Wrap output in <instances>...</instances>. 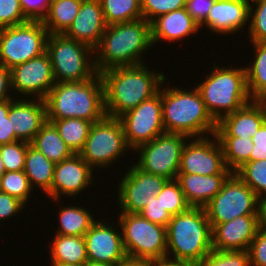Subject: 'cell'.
I'll return each mask as SVG.
<instances>
[{
	"mask_svg": "<svg viewBox=\"0 0 266 266\" xmlns=\"http://www.w3.org/2000/svg\"><path fill=\"white\" fill-rule=\"evenodd\" d=\"M11 71L12 90L25 96L45 99L50 89L56 84L51 60L47 52L19 64ZM37 96V97H36Z\"/></svg>",
	"mask_w": 266,
	"mask_h": 266,
	"instance_id": "obj_15",
	"label": "cell"
},
{
	"mask_svg": "<svg viewBox=\"0 0 266 266\" xmlns=\"http://www.w3.org/2000/svg\"><path fill=\"white\" fill-rule=\"evenodd\" d=\"M190 138L181 153L178 173L199 175L232 174L226 167L221 145L215 135ZM192 139V140H191ZM209 139V140H208Z\"/></svg>",
	"mask_w": 266,
	"mask_h": 266,
	"instance_id": "obj_14",
	"label": "cell"
},
{
	"mask_svg": "<svg viewBox=\"0 0 266 266\" xmlns=\"http://www.w3.org/2000/svg\"><path fill=\"white\" fill-rule=\"evenodd\" d=\"M186 0H140L142 18L151 23L158 16L185 8Z\"/></svg>",
	"mask_w": 266,
	"mask_h": 266,
	"instance_id": "obj_41",
	"label": "cell"
},
{
	"mask_svg": "<svg viewBox=\"0 0 266 266\" xmlns=\"http://www.w3.org/2000/svg\"><path fill=\"white\" fill-rule=\"evenodd\" d=\"M13 99L0 103V145L12 143L19 139L12 129L11 120L8 118L10 105Z\"/></svg>",
	"mask_w": 266,
	"mask_h": 266,
	"instance_id": "obj_46",
	"label": "cell"
},
{
	"mask_svg": "<svg viewBox=\"0 0 266 266\" xmlns=\"http://www.w3.org/2000/svg\"><path fill=\"white\" fill-rule=\"evenodd\" d=\"M266 121V111L260 100H251L235 112L224 116L215 130L216 137L251 138Z\"/></svg>",
	"mask_w": 266,
	"mask_h": 266,
	"instance_id": "obj_22",
	"label": "cell"
},
{
	"mask_svg": "<svg viewBox=\"0 0 266 266\" xmlns=\"http://www.w3.org/2000/svg\"><path fill=\"white\" fill-rule=\"evenodd\" d=\"M216 0H186L185 9L199 26L206 20Z\"/></svg>",
	"mask_w": 266,
	"mask_h": 266,
	"instance_id": "obj_47",
	"label": "cell"
},
{
	"mask_svg": "<svg viewBox=\"0 0 266 266\" xmlns=\"http://www.w3.org/2000/svg\"><path fill=\"white\" fill-rule=\"evenodd\" d=\"M125 140L131 150L165 133L162 119L161 90L119 117Z\"/></svg>",
	"mask_w": 266,
	"mask_h": 266,
	"instance_id": "obj_13",
	"label": "cell"
},
{
	"mask_svg": "<svg viewBox=\"0 0 266 266\" xmlns=\"http://www.w3.org/2000/svg\"><path fill=\"white\" fill-rule=\"evenodd\" d=\"M249 14L250 0H216L200 28L204 25L219 35H235L249 23Z\"/></svg>",
	"mask_w": 266,
	"mask_h": 266,
	"instance_id": "obj_21",
	"label": "cell"
},
{
	"mask_svg": "<svg viewBox=\"0 0 266 266\" xmlns=\"http://www.w3.org/2000/svg\"><path fill=\"white\" fill-rule=\"evenodd\" d=\"M58 229L56 234L70 236H84L97 221L90 210L80 206H62L58 211Z\"/></svg>",
	"mask_w": 266,
	"mask_h": 266,
	"instance_id": "obj_31",
	"label": "cell"
},
{
	"mask_svg": "<svg viewBox=\"0 0 266 266\" xmlns=\"http://www.w3.org/2000/svg\"><path fill=\"white\" fill-rule=\"evenodd\" d=\"M58 130L59 135L74 154L84 147L92 122L79 118L47 120Z\"/></svg>",
	"mask_w": 266,
	"mask_h": 266,
	"instance_id": "obj_32",
	"label": "cell"
},
{
	"mask_svg": "<svg viewBox=\"0 0 266 266\" xmlns=\"http://www.w3.org/2000/svg\"><path fill=\"white\" fill-rule=\"evenodd\" d=\"M149 266H193V265L177 264V263H172L168 261H162V262H151Z\"/></svg>",
	"mask_w": 266,
	"mask_h": 266,
	"instance_id": "obj_53",
	"label": "cell"
},
{
	"mask_svg": "<svg viewBox=\"0 0 266 266\" xmlns=\"http://www.w3.org/2000/svg\"><path fill=\"white\" fill-rule=\"evenodd\" d=\"M118 225L126 256L150 262L166 261V227L153 223L139 213H121Z\"/></svg>",
	"mask_w": 266,
	"mask_h": 266,
	"instance_id": "obj_8",
	"label": "cell"
},
{
	"mask_svg": "<svg viewBox=\"0 0 266 266\" xmlns=\"http://www.w3.org/2000/svg\"><path fill=\"white\" fill-rule=\"evenodd\" d=\"M104 88L106 116L119 118L155 95L167 79L145 63L107 69L99 73Z\"/></svg>",
	"mask_w": 266,
	"mask_h": 266,
	"instance_id": "obj_1",
	"label": "cell"
},
{
	"mask_svg": "<svg viewBox=\"0 0 266 266\" xmlns=\"http://www.w3.org/2000/svg\"><path fill=\"white\" fill-rule=\"evenodd\" d=\"M249 20L250 41H266V0H250Z\"/></svg>",
	"mask_w": 266,
	"mask_h": 266,
	"instance_id": "obj_40",
	"label": "cell"
},
{
	"mask_svg": "<svg viewBox=\"0 0 266 266\" xmlns=\"http://www.w3.org/2000/svg\"><path fill=\"white\" fill-rule=\"evenodd\" d=\"M150 261L140 258H134L130 256H125L120 262L114 266H149Z\"/></svg>",
	"mask_w": 266,
	"mask_h": 266,
	"instance_id": "obj_52",
	"label": "cell"
},
{
	"mask_svg": "<svg viewBox=\"0 0 266 266\" xmlns=\"http://www.w3.org/2000/svg\"><path fill=\"white\" fill-rule=\"evenodd\" d=\"M214 64L210 75L196 86L204 104L216 122L248 104L245 67H219Z\"/></svg>",
	"mask_w": 266,
	"mask_h": 266,
	"instance_id": "obj_6",
	"label": "cell"
},
{
	"mask_svg": "<svg viewBox=\"0 0 266 266\" xmlns=\"http://www.w3.org/2000/svg\"><path fill=\"white\" fill-rule=\"evenodd\" d=\"M211 233L203 207H190L186 212L172 216L166 227V261L193 266L199 263L213 250Z\"/></svg>",
	"mask_w": 266,
	"mask_h": 266,
	"instance_id": "obj_3",
	"label": "cell"
},
{
	"mask_svg": "<svg viewBox=\"0 0 266 266\" xmlns=\"http://www.w3.org/2000/svg\"><path fill=\"white\" fill-rule=\"evenodd\" d=\"M33 188L24 171H8L0 179V192L18 198L25 205Z\"/></svg>",
	"mask_w": 266,
	"mask_h": 266,
	"instance_id": "obj_36",
	"label": "cell"
},
{
	"mask_svg": "<svg viewBox=\"0 0 266 266\" xmlns=\"http://www.w3.org/2000/svg\"><path fill=\"white\" fill-rule=\"evenodd\" d=\"M106 27L99 0H82L77 16L64 35L94 49Z\"/></svg>",
	"mask_w": 266,
	"mask_h": 266,
	"instance_id": "obj_23",
	"label": "cell"
},
{
	"mask_svg": "<svg viewBox=\"0 0 266 266\" xmlns=\"http://www.w3.org/2000/svg\"><path fill=\"white\" fill-rule=\"evenodd\" d=\"M46 52L51 60L56 83L90 80L98 74L94 49L64 34H49Z\"/></svg>",
	"mask_w": 266,
	"mask_h": 266,
	"instance_id": "obj_7",
	"label": "cell"
},
{
	"mask_svg": "<svg viewBox=\"0 0 266 266\" xmlns=\"http://www.w3.org/2000/svg\"><path fill=\"white\" fill-rule=\"evenodd\" d=\"M187 139L190 138L184 134L164 133L134 150L139 152V159L134 165L145 173L175 180Z\"/></svg>",
	"mask_w": 266,
	"mask_h": 266,
	"instance_id": "obj_11",
	"label": "cell"
},
{
	"mask_svg": "<svg viewBox=\"0 0 266 266\" xmlns=\"http://www.w3.org/2000/svg\"><path fill=\"white\" fill-rule=\"evenodd\" d=\"M167 181L164 177L143 172L134 164L130 166L117 187L120 213H140L150 197L156 196Z\"/></svg>",
	"mask_w": 266,
	"mask_h": 266,
	"instance_id": "obj_16",
	"label": "cell"
},
{
	"mask_svg": "<svg viewBox=\"0 0 266 266\" xmlns=\"http://www.w3.org/2000/svg\"><path fill=\"white\" fill-rule=\"evenodd\" d=\"M31 145L54 164L68 159L74 154L61 138L56 127L48 121L35 135Z\"/></svg>",
	"mask_w": 266,
	"mask_h": 266,
	"instance_id": "obj_28",
	"label": "cell"
},
{
	"mask_svg": "<svg viewBox=\"0 0 266 266\" xmlns=\"http://www.w3.org/2000/svg\"><path fill=\"white\" fill-rule=\"evenodd\" d=\"M200 26L187 13L185 8L158 16L151 22V41L177 42L200 32Z\"/></svg>",
	"mask_w": 266,
	"mask_h": 266,
	"instance_id": "obj_24",
	"label": "cell"
},
{
	"mask_svg": "<svg viewBox=\"0 0 266 266\" xmlns=\"http://www.w3.org/2000/svg\"><path fill=\"white\" fill-rule=\"evenodd\" d=\"M212 249L221 251L248 250L258 229V215H242L231 221L210 224Z\"/></svg>",
	"mask_w": 266,
	"mask_h": 266,
	"instance_id": "obj_19",
	"label": "cell"
},
{
	"mask_svg": "<svg viewBox=\"0 0 266 266\" xmlns=\"http://www.w3.org/2000/svg\"><path fill=\"white\" fill-rule=\"evenodd\" d=\"M51 266H83V264L51 263Z\"/></svg>",
	"mask_w": 266,
	"mask_h": 266,
	"instance_id": "obj_56",
	"label": "cell"
},
{
	"mask_svg": "<svg viewBox=\"0 0 266 266\" xmlns=\"http://www.w3.org/2000/svg\"><path fill=\"white\" fill-rule=\"evenodd\" d=\"M258 220L259 228L266 230V196L258 199Z\"/></svg>",
	"mask_w": 266,
	"mask_h": 266,
	"instance_id": "obj_51",
	"label": "cell"
},
{
	"mask_svg": "<svg viewBox=\"0 0 266 266\" xmlns=\"http://www.w3.org/2000/svg\"><path fill=\"white\" fill-rule=\"evenodd\" d=\"M49 0H20L24 16L29 21H42L49 10Z\"/></svg>",
	"mask_w": 266,
	"mask_h": 266,
	"instance_id": "obj_45",
	"label": "cell"
},
{
	"mask_svg": "<svg viewBox=\"0 0 266 266\" xmlns=\"http://www.w3.org/2000/svg\"><path fill=\"white\" fill-rule=\"evenodd\" d=\"M221 145L226 167L235 173L246 162H250V154L254 146L252 138L216 137Z\"/></svg>",
	"mask_w": 266,
	"mask_h": 266,
	"instance_id": "obj_33",
	"label": "cell"
},
{
	"mask_svg": "<svg viewBox=\"0 0 266 266\" xmlns=\"http://www.w3.org/2000/svg\"><path fill=\"white\" fill-rule=\"evenodd\" d=\"M128 147L119 118L105 116L92 123L83 149L78 153L93 169L107 167L118 161Z\"/></svg>",
	"mask_w": 266,
	"mask_h": 266,
	"instance_id": "obj_9",
	"label": "cell"
},
{
	"mask_svg": "<svg viewBox=\"0 0 266 266\" xmlns=\"http://www.w3.org/2000/svg\"><path fill=\"white\" fill-rule=\"evenodd\" d=\"M254 46V59L246 70V84L250 98L260 100L266 96V41L251 42Z\"/></svg>",
	"mask_w": 266,
	"mask_h": 266,
	"instance_id": "obj_30",
	"label": "cell"
},
{
	"mask_svg": "<svg viewBox=\"0 0 266 266\" xmlns=\"http://www.w3.org/2000/svg\"><path fill=\"white\" fill-rule=\"evenodd\" d=\"M160 197L161 204L171 216L186 212L191 206L187 203L179 182L168 180L156 194Z\"/></svg>",
	"mask_w": 266,
	"mask_h": 266,
	"instance_id": "obj_37",
	"label": "cell"
},
{
	"mask_svg": "<svg viewBox=\"0 0 266 266\" xmlns=\"http://www.w3.org/2000/svg\"><path fill=\"white\" fill-rule=\"evenodd\" d=\"M31 143L15 141L0 145V153L6 172L24 171L27 148Z\"/></svg>",
	"mask_w": 266,
	"mask_h": 266,
	"instance_id": "obj_39",
	"label": "cell"
},
{
	"mask_svg": "<svg viewBox=\"0 0 266 266\" xmlns=\"http://www.w3.org/2000/svg\"><path fill=\"white\" fill-rule=\"evenodd\" d=\"M113 225L97 220L86 232L84 238L88 261L114 266L126 256L122 233L116 231Z\"/></svg>",
	"mask_w": 266,
	"mask_h": 266,
	"instance_id": "obj_18",
	"label": "cell"
},
{
	"mask_svg": "<svg viewBox=\"0 0 266 266\" xmlns=\"http://www.w3.org/2000/svg\"><path fill=\"white\" fill-rule=\"evenodd\" d=\"M3 63H2V60H1V56H0V70L3 68Z\"/></svg>",
	"mask_w": 266,
	"mask_h": 266,
	"instance_id": "obj_58",
	"label": "cell"
},
{
	"mask_svg": "<svg viewBox=\"0 0 266 266\" xmlns=\"http://www.w3.org/2000/svg\"><path fill=\"white\" fill-rule=\"evenodd\" d=\"M194 266H250L248 250L221 251L213 249Z\"/></svg>",
	"mask_w": 266,
	"mask_h": 266,
	"instance_id": "obj_38",
	"label": "cell"
},
{
	"mask_svg": "<svg viewBox=\"0 0 266 266\" xmlns=\"http://www.w3.org/2000/svg\"><path fill=\"white\" fill-rule=\"evenodd\" d=\"M160 89L165 133L184 134L189 138L215 134L217 122L196 87L188 91L168 85L163 89L161 85Z\"/></svg>",
	"mask_w": 266,
	"mask_h": 266,
	"instance_id": "obj_5",
	"label": "cell"
},
{
	"mask_svg": "<svg viewBox=\"0 0 266 266\" xmlns=\"http://www.w3.org/2000/svg\"><path fill=\"white\" fill-rule=\"evenodd\" d=\"M55 164L31 144L27 148L24 173L32 188L38 186L45 194L51 189Z\"/></svg>",
	"mask_w": 266,
	"mask_h": 266,
	"instance_id": "obj_27",
	"label": "cell"
},
{
	"mask_svg": "<svg viewBox=\"0 0 266 266\" xmlns=\"http://www.w3.org/2000/svg\"><path fill=\"white\" fill-rule=\"evenodd\" d=\"M17 98V100H16ZM13 98L8 118L11 120L15 136L31 143L41 127L47 122L46 103L43 99Z\"/></svg>",
	"mask_w": 266,
	"mask_h": 266,
	"instance_id": "obj_20",
	"label": "cell"
},
{
	"mask_svg": "<svg viewBox=\"0 0 266 266\" xmlns=\"http://www.w3.org/2000/svg\"><path fill=\"white\" fill-rule=\"evenodd\" d=\"M258 197L235 173L204 207L210 224L231 221L242 215H258Z\"/></svg>",
	"mask_w": 266,
	"mask_h": 266,
	"instance_id": "obj_12",
	"label": "cell"
},
{
	"mask_svg": "<svg viewBox=\"0 0 266 266\" xmlns=\"http://www.w3.org/2000/svg\"><path fill=\"white\" fill-rule=\"evenodd\" d=\"M151 46V23L144 18L108 25L94 48L96 70L142 64Z\"/></svg>",
	"mask_w": 266,
	"mask_h": 266,
	"instance_id": "obj_2",
	"label": "cell"
},
{
	"mask_svg": "<svg viewBox=\"0 0 266 266\" xmlns=\"http://www.w3.org/2000/svg\"><path fill=\"white\" fill-rule=\"evenodd\" d=\"M250 161L266 160V121L253 134Z\"/></svg>",
	"mask_w": 266,
	"mask_h": 266,
	"instance_id": "obj_49",
	"label": "cell"
},
{
	"mask_svg": "<svg viewBox=\"0 0 266 266\" xmlns=\"http://www.w3.org/2000/svg\"><path fill=\"white\" fill-rule=\"evenodd\" d=\"M260 102L263 104L264 108H265V111H266V96L262 97L260 99Z\"/></svg>",
	"mask_w": 266,
	"mask_h": 266,
	"instance_id": "obj_57",
	"label": "cell"
},
{
	"mask_svg": "<svg viewBox=\"0 0 266 266\" xmlns=\"http://www.w3.org/2000/svg\"><path fill=\"white\" fill-rule=\"evenodd\" d=\"M49 33L42 21H28L0 30V56L7 69L46 52Z\"/></svg>",
	"mask_w": 266,
	"mask_h": 266,
	"instance_id": "obj_10",
	"label": "cell"
},
{
	"mask_svg": "<svg viewBox=\"0 0 266 266\" xmlns=\"http://www.w3.org/2000/svg\"><path fill=\"white\" fill-rule=\"evenodd\" d=\"M82 0H53L42 20L49 34H64L80 10Z\"/></svg>",
	"mask_w": 266,
	"mask_h": 266,
	"instance_id": "obj_29",
	"label": "cell"
},
{
	"mask_svg": "<svg viewBox=\"0 0 266 266\" xmlns=\"http://www.w3.org/2000/svg\"><path fill=\"white\" fill-rule=\"evenodd\" d=\"M44 101L47 120L79 118L94 123L106 116L99 73L90 80L56 83Z\"/></svg>",
	"mask_w": 266,
	"mask_h": 266,
	"instance_id": "obj_4",
	"label": "cell"
},
{
	"mask_svg": "<svg viewBox=\"0 0 266 266\" xmlns=\"http://www.w3.org/2000/svg\"><path fill=\"white\" fill-rule=\"evenodd\" d=\"M5 172H6V170L4 168L2 157H1V153H0V179L5 174Z\"/></svg>",
	"mask_w": 266,
	"mask_h": 266,
	"instance_id": "obj_55",
	"label": "cell"
},
{
	"mask_svg": "<svg viewBox=\"0 0 266 266\" xmlns=\"http://www.w3.org/2000/svg\"><path fill=\"white\" fill-rule=\"evenodd\" d=\"M25 204L18 198L0 192V221L16 216V213L21 212Z\"/></svg>",
	"mask_w": 266,
	"mask_h": 266,
	"instance_id": "obj_48",
	"label": "cell"
},
{
	"mask_svg": "<svg viewBox=\"0 0 266 266\" xmlns=\"http://www.w3.org/2000/svg\"><path fill=\"white\" fill-rule=\"evenodd\" d=\"M106 25L142 18L140 0H99Z\"/></svg>",
	"mask_w": 266,
	"mask_h": 266,
	"instance_id": "obj_34",
	"label": "cell"
},
{
	"mask_svg": "<svg viewBox=\"0 0 266 266\" xmlns=\"http://www.w3.org/2000/svg\"><path fill=\"white\" fill-rule=\"evenodd\" d=\"M11 90V71L3 67L0 70V103L14 98L11 94L9 95Z\"/></svg>",
	"mask_w": 266,
	"mask_h": 266,
	"instance_id": "obj_50",
	"label": "cell"
},
{
	"mask_svg": "<svg viewBox=\"0 0 266 266\" xmlns=\"http://www.w3.org/2000/svg\"><path fill=\"white\" fill-rule=\"evenodd\" d=\"M50 242L51 263L84 264L88 261L84 236L55 234Z\"/></svg>",
	"mask_w": 266,
	"mask_h": 266,
	"instance_id": "obj_26",
	"label": "cell"
},
{
	"mask_svg": "<svg viewBox=\"0 0 266 266\" xmlns=\"http://www.w3.org/2000/svg\"><path fill=\"white\" fill-rule=\"evenodd\" d=\"M28 21L21 9L20 0H0V30Z\"/></svg>",
	"mask_w": 266,
	"mask_h": 266,
	"instance_id": "obj_42",
	"label": "cell"
},
{
	"mask_svg": "<svg viewBox=\"0 0 266 266\" xmlns=\"http://www.w3.org/2000/svg\"><path fill=\"white\" fill-rule=\"evenodd\" d=\"M147 220L167 227L172 216L161 204L160 197L151 196L147 205L139 213Z\"/></svg>",
	"mask_w": 266,
	"mask_h": 266,
	"instance_id": "obj_43",
	"label": "cell"
},
{
	"mask_svg": "<svg viewBox=\"0 0 266 266\" xmlns=\"http://www.w3.org/2000/svg\"><path fill=\"white\" fill-rule=\"evenodd\" d=\"M231 174L199 175L178 173L177 181L181 186L187 203L191 207H205L222 189Z\"/></svg>",
	"mask_w": 266,
	"mask_h": 266,
	"instance_id": "obj_25",
	"label": "cell"
},
{
	"mask_svg": "<svg viewBox=\"0 0 266 266\" xmlns=\"http://www.w3.org/2000/svg\"><path fill=\"white\" fill-rule=\"evenodd\" d=\"M93 168L79 155L55 164L51 189L46 195L59 203L63 194L75 197L93 184ZM90 185V186H89Z\"/></svg>",
	"mask_w": 266,
	"mask_h": 266,
	"instance_id": "obj_17",
	"label": "cell"
},
{
	"mask_svg": "<svg viewBox=\"0 0 266 266\" xmlns=\"http://www.w3.org/2000/svg\"><path fill=\"white\" fill-rule=\"evenodd\" d=\"M235 174L255 192L258 198L266 196V160L246 162Z\"/></svg>",
	"mask_w": 266,
	"mask_h": 266,
	"instance_id": "obj_35",
	"label": "cell"
},
{
	"mask_svg": "<svg viewBox=\"0 0 266 266\" xmlns=\"http://www.w3.org/2000/svg\"><path fill=\"white\" fill-rule=\"evenodd\" d=\"M250 266H266V230L259 228L248 248Z\"/></svg>",
	"mask_w": 266,
	"mask_h": 266,
	"instance_id": "obj_44",
	"label": "cell"
},
{
	"mask_svg": "<svg viewBox=\"0 0 266 266\" xmlns=\"http://www.w3.org/2000/svg\"><path fill=\"white\" fill-rule=\"evenodd\" d=\"M83 266H113V265L94 263V262L87 261L86 263L83 264Z\"/></svg>",
	"mask_w": 266,
	"mask_h": 266,
	"instance_id": "obj_54",
	"label": "cell"
}]
</instances>
